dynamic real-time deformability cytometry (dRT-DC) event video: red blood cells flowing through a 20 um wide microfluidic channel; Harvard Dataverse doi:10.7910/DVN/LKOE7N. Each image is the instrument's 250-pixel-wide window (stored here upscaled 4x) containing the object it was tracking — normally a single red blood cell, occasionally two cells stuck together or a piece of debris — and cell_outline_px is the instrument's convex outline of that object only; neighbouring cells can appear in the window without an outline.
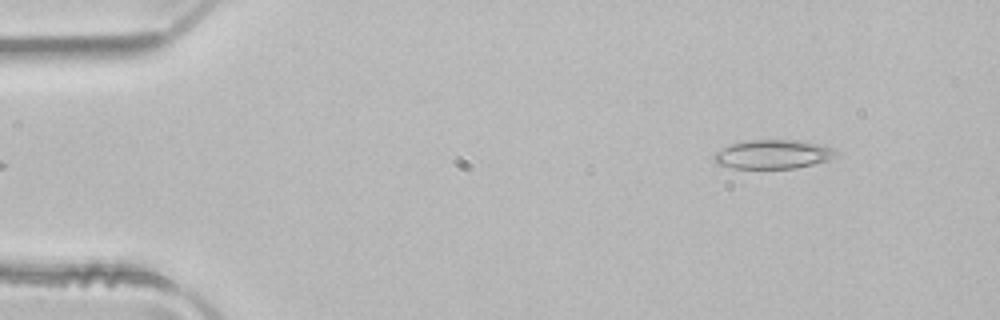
{"species": "common noctule bat (a hibernating species)", "species_latin": "Nyctalus noctula", "temperature_condition": "room temperature", "stored_images_in_passage": 3, "camera_frame_rate_fps": 3000, "um_per_image_px": 0.085, "animal": {"sex": "male", "body_mass_g": 21.5, "forearm_length_mm": 52.0}, "frame": {"image": 1, "passage_image": 3, "time_ms": 0.667, "image_size_px": [1000, 320], "cell_outline_px": [[840, 152], [836, 156], [828, 160], [812, 164], [792, 168], [732, 168], [716, 164], [712, 160], [712, 156], [716, 152], [732, 144], [744, 140], [800, 140], [824, 144], [836, 148]], "centroid_in_image_um": [65.75, 13.1], "position_along_channel_um": 19.3, "area_um2": 20.87}}